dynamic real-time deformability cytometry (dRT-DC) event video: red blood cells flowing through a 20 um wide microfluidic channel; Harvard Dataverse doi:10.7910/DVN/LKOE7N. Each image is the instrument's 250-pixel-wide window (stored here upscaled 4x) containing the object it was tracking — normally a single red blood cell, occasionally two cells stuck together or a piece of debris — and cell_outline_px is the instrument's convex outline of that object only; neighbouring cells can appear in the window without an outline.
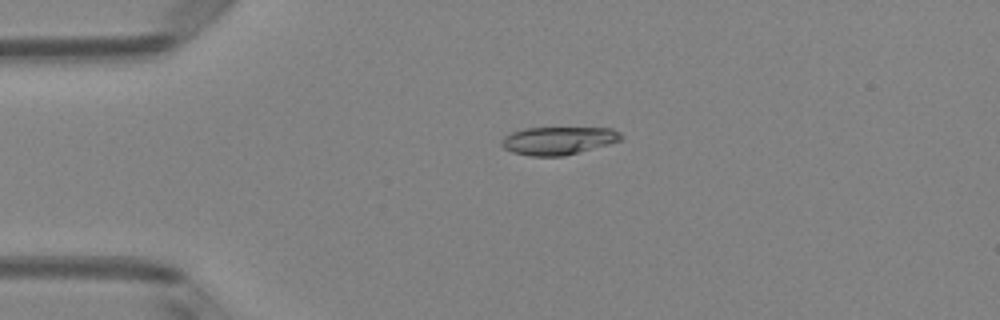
{"species": "Egyptian fruit bat (a non-hibernating species)", "species_latin": "Rousettus aegyptiacus", "temperature_condition": "room temperature", "stored_images_in_passage": 51, "camera_frame_rate_fps": 3000, "um_per_image_px": 0.085, "animal": {"sex": "female"}, "frame": {"image": 1, "passage_image": 12, "time_ms": 3.667, "image_size_px": [1000, 320], "cell_outline_px": [[624, 136], [620, 140], [608, 144], [564, 156], [528, 156], [512, 152], [504, 148], [500, 144], [500, 140], [504, 136], [512, 132], [524, 128], [612, 128], [620, 132]], "centroid_in_image_um": [47.42, 11.95], "position_along_channel_um": 37.6, "area_um2": 19.48}}
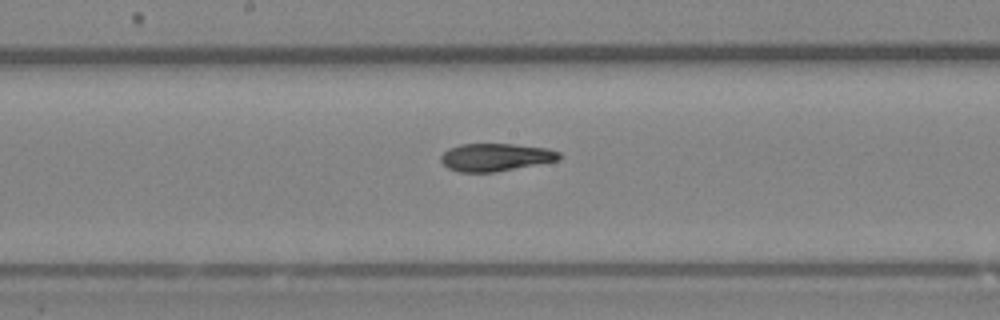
{"frame": {"image": 2, "passage_image": 27, "time_ms": 8.667, "image_size_px": [1000, 320], "cell_outline_px": [[560, 160], [496, 172], [460, 172], [448, 168], [440, 160], [440, 156], [448, 148], [460, 144], [512, 144], [548, 148], [560, 152]], "centroid_in_image_um": [42.12, 13.36], "position_along_channel_um": 206.1, "area_um2": 19.19}}
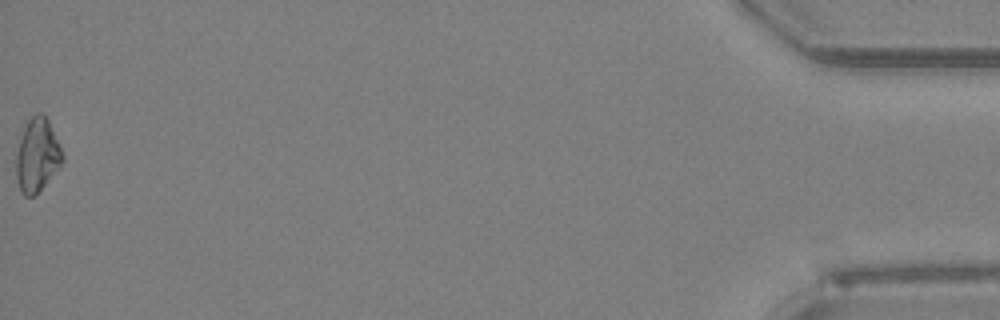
{"frame": {"image": 3, "passage_image": 51, "time_ms": 16.667, "image_size_px": [1000, 320], "cell_outline_px": [[64, 160], [60, 168], [36, 196], [24, 196], [20, 192], [16, 176], [16, 152], [24, 124], [36, 112], [44, 112], [48, 120], [64, 156]], "centroid_in_image_um": [3.16, 13.21], "position_along_channel_um": 432.0, "area_um2": 20.23}, "authors_computed_cell_mechanics": {"area_um2": 19.7098, "velocity_mm_per_s": 4.0627, "shape_relaxation_time_tau1_ms": null, "shape_relaxation_time_tau2_ms": 3.1046, "deformation_change_tau1": null, "deformation_change_tau2": 0.0862}}